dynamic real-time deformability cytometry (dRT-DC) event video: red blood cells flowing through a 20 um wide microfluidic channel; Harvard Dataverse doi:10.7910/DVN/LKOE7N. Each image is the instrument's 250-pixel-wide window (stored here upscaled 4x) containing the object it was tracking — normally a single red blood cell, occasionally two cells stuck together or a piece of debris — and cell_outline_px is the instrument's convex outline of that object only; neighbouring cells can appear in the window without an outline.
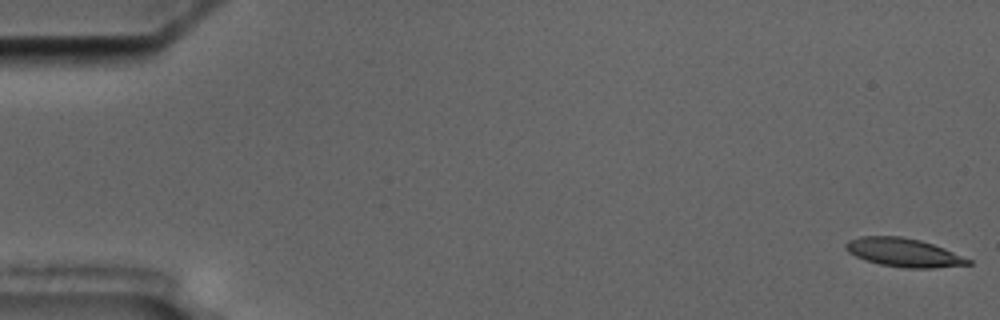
{"species": "common noctule bat (a hibernating species)", "species_latin": "Nyctalus noctula", "temperature_condition": "cold", "stored_images_in_passage": 10, "camera_frame_rate_fps": 3000, "um_per_image_px": 0.085, "animal": {"sex": "male", "body_mass_g": 17.5, "forearm_length_mm": 52.3}, "frame": {"image": 1, "passage_image": 1, "time_ms": 0.0, "image_size_px": [1000, 320], "cell_outline_px": [[972, 264], [932, 268], [904, 268], [880, 264], [864, 260], [848, 252], [844, 248], [844, 244], [848, 240], [860, 236], [900, 236], [920, 240], [944, 248], [972, 260]], "centroid_in_image_um": [76.78, 21.46], "position_along_channel_um": 8.2, "area_um2": 20.4}}
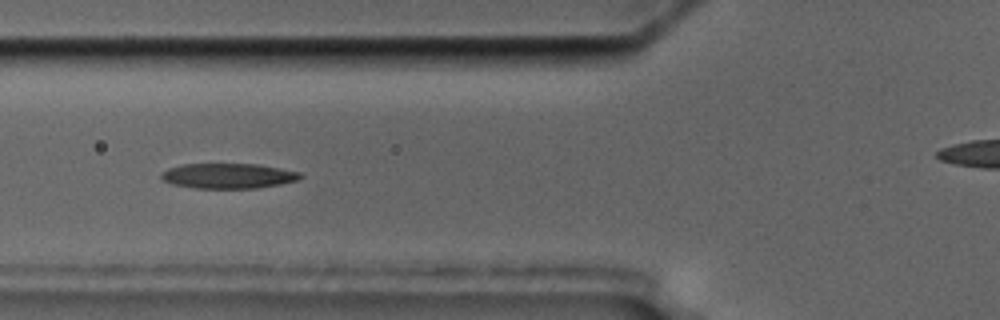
{"frame": {"image": 2, "passage_image": 7, "time_ms": 7.0, "image_size_px": [1000, 320], "cell_outline_px": [[304, 176], [300, 180], [280, 184], [256, 188], [196, 188], [172, 184], [164, 180], [160, 176], [168, 168], [184, 164], [256, 164], [280, 168], [300, 172]], "centroid_in_image_um": [19.45, 14.95], "position_along_channel_um": 106.4, "area_um2": 20.29}}
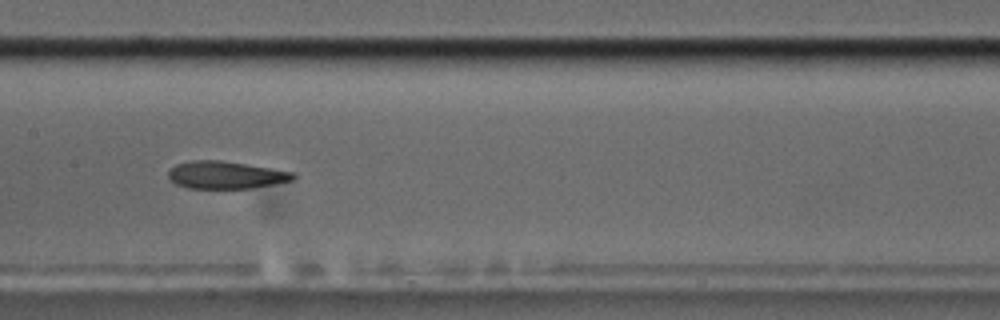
{"frame": {"image": 3, "passage_image": 9, "time_ms": 9.333, "image_size_px": [1000, 320], "cell_outline_px": [[296, 176], [292, 180], [252, 188], [188, 188], [176, 184], [168, 176], [168, 172], [176, 164], [192, 160], [220, 160], [272, 168], [296, 172]], "centroid_in_image_um": [19.2, 14.87], "position_along_channel_um": 188.2, "area_um2": 19.88}}